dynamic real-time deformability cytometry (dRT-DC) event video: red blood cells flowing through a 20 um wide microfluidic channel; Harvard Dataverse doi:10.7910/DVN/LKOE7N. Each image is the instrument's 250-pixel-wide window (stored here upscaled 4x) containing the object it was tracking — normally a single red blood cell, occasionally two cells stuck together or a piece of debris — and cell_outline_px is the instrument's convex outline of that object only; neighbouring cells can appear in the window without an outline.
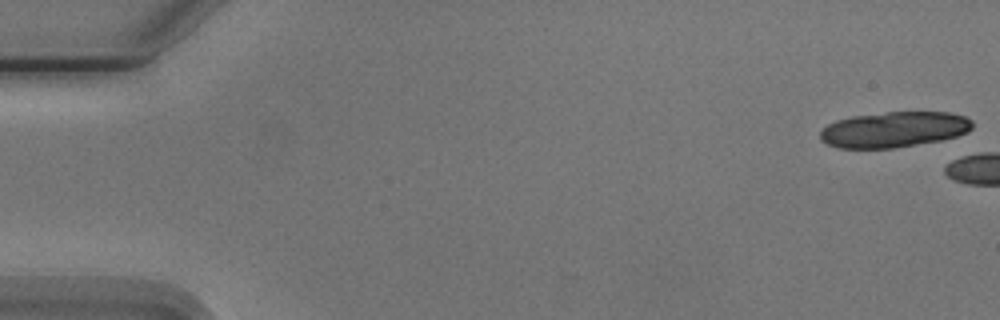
{"species": "Egyptian fruit bat (a non-hibernating species)", "species_latin": "Rousettus aegyptiacus", "temperature_condition": "cold", "stored_images_in_passage": 3, "camera_frame_rate_fps": 3000, "um_per_image_px": 0.085, "animal": {"sex": "male"}, "frame": {"image": 1, "passage_image": 1, "time_ms": 0.0, "image_size_px": [1000, 320], "cell_outline_px": [[972, 128], [968, 132], [956, 136], [940, 140], [892, 148], [836, 148], [820, 140], [820, 132], [828, 124], [836, 120], [852, 116], [888, 112], [948, 112], [964, 116], [972, 120]], "centroid_in_image_um": [75.98, 11.0], "position_along_channel_um": 9.0, "area_um2": 31.5}}